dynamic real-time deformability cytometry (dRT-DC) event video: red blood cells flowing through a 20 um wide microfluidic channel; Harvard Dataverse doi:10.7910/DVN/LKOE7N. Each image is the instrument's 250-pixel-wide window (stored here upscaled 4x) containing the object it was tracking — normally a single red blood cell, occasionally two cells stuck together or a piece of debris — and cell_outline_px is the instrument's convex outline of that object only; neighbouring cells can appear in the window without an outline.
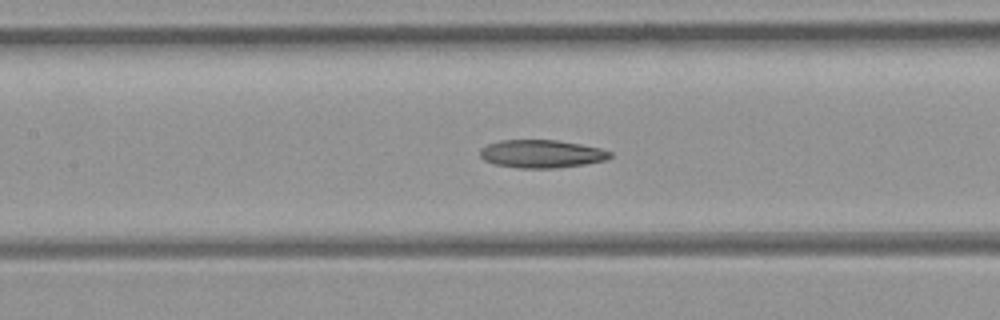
{"species": "common noctule bat (a hibernating species)", "species_latin": "Nyctalus noctula", "temperature_condition": "room temperature", "stored_images_in_passage": 47, "camera_frame_rate_fps": 3000, "um_per_image_px": 0.085, "animal": {"sex": "female", "body_mass_g": 21.9}, "frame": {"image": 1, "passage_image": 21, "time_ms": 6.667, "image_size_px": [1000, 320], "cell_outline_px": [[612, 156], [608, 160], [584, 164], [556, 168], [516, 168], [492, 164], [484, 160], [480, 156], [480, 148], [488, 144], [500, 140], [556, 140], [580, 144], [600, 148], [612, 152]], "centroid_in_image_um": [46.02, 13.08], "position_along_channel_um": 161.4, "area_um2": 21.39}}
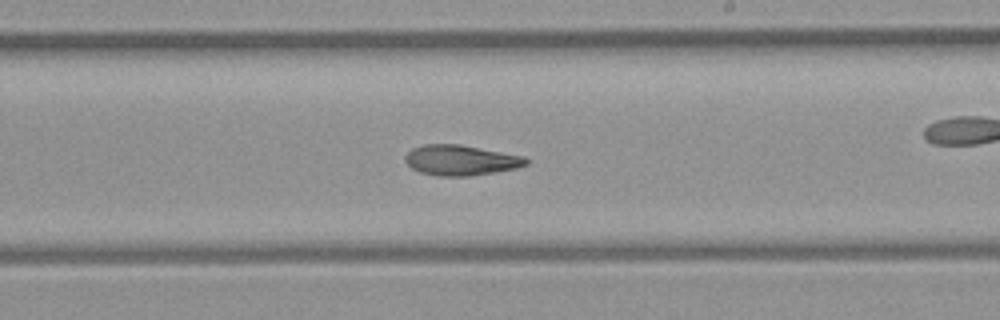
{"frame": {"image": 2, "passage_image": 27, "time_ms": 8.667, "image_size_px": [1000, 320], "cell_outline_px": [[528, 164], [516, 168], [496, 172], [468, 176], [436, 176], [420, 172], [412, 168], [404, 160], [404, 156], [412, 148], [424, 144], [460, 144], [524, 156], [528, 160]], "centroid_in_image_um": [39.15, 13.61], "position_along_channel_um": 249.8, "area_um2": 21.44}, "authors_computed_cell_mechanics": {"area_um2": 22.831, "velocity_mm_per_s": 4.4467, "shape_relaxation_time_tau1_ms": null, "shape_relaxation_time_tau2_ms": 7.4601, "deformation_change_tau1": null, "deformation_change_tau2": 0.1704}}